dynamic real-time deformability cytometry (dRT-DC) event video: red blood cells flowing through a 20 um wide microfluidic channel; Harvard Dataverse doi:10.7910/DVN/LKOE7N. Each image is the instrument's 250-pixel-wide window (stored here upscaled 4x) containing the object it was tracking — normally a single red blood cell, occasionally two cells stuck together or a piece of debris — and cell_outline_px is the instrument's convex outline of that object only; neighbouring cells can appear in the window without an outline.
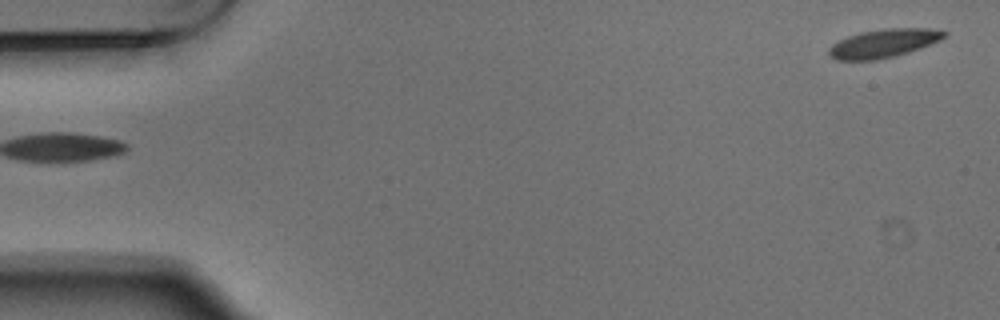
{"species": "Egyptian fruit bat (a non-hibernating species)", "species_latin": "Rousettus aegyptiacus", "temperature_condition": "warm", "stored_images_in_passage": 3, "segment_of_instrument_passage": [2, 2], "camera_frame_rate_fps": 3000, "um_per_image_px": 0.085, "animal": {"sex": "male"}, "frame": {"image": 1, "passage_image": 3, "time_ms": 0.667, "image_size_px": [1000, 320], "cell_outline_px": [[948, 32], [940, 40], [920, 48], [908, 52], [876, 60], [836, 60], [828, 56], [828, 48], [832, 44], [848, 36], [860, 32], [884, 28], [928, 28]], "centroid_in_image_um": [75.06, 3.68], "position_along_channel_um": 9.9, "area_um2": 19.07}}